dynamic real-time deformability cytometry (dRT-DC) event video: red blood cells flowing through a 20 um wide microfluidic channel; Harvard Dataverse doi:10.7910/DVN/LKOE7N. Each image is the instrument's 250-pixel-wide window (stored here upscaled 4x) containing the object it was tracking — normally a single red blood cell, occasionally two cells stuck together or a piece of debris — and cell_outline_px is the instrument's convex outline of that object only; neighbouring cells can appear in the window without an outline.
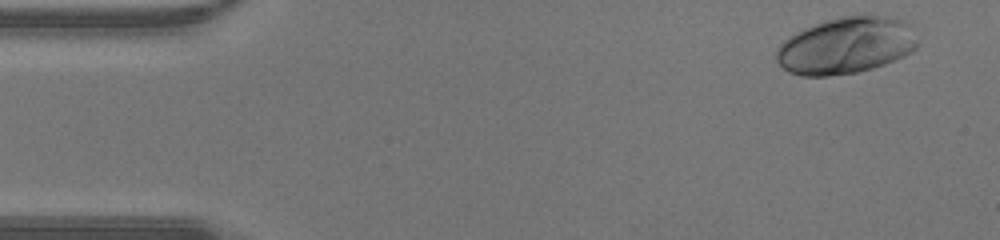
{"species": "human", "species_latin": "Homo sapiens", "temperature_condition": "warm", "stored_images_in_passage": 41, "camera_frame_rate_fps": 3000, "um_per_image_px": 0.085, "donor": {"sex": "male"}, "frame": {"image": 1, "passage_image": 1, "time_ms": 0.0, "image_size_px": [1000, 240], "cell_outline_px": [[920, 44], [912, 52], [904, 56], [884, 64], [872, 68], [856, 72], [828, 76], [800, 76], [788, 72], [776, 60], [776, 48], [788, 36], [804, 28], [824, 20], [840, 16], [864, 12], [888, 16], [904, 20], [912, 24]], "centroid_in_image_um": [71.96, 3.82], "position_along_channel_um": 13.0, "area_um2": 47.8}}
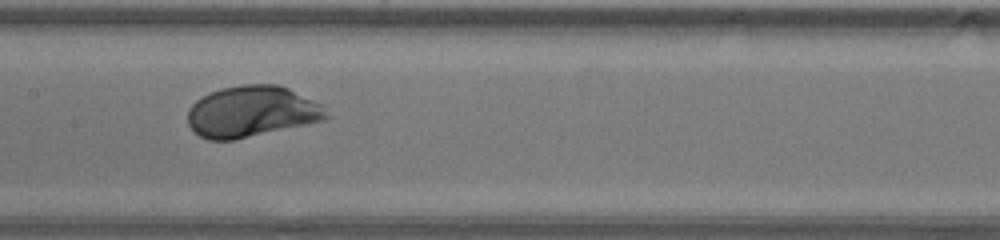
{"frame": {"image": 2, "passage_image": 19, "time_ms": 6.0, "image_size_px": [1000, 240], "cell_outline_px": [[332, 116], [324, 120], [232, 140], [208, 140], [192, 132], [188, 124], [188, 108], [196, 100], [220, 88], [244, 84], [276, 84], [288, 88], [324, 104]], "centroid_in_image_um": [21.42, 9.48], "position_along_channel_um": 186.0, "area_um2": 41.5}}
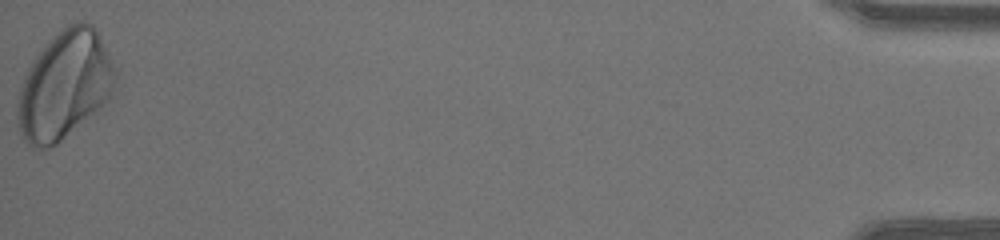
{"frame": {"image": 3, "passage_image": 41, "time_ms": 13.333, "image_size_px": [1000, 240], "cell_outline_px": [[116, 76], [112, 92], [104, 104], [56, 144], [48, 148], [32, 148], [24, 140], [20, 132], [16, 112], [16, 104], [20, 88], [24, 76], [28, 68], [36, 56], [52, 36], [68, 24], [80, 20], [84, 20], [92, 24], [112, 60], [116, 68]], "centroid_in_image_um": [5.47, 7.23], "position_along_channel_um": 429.7, "area_um2": 61.15}}